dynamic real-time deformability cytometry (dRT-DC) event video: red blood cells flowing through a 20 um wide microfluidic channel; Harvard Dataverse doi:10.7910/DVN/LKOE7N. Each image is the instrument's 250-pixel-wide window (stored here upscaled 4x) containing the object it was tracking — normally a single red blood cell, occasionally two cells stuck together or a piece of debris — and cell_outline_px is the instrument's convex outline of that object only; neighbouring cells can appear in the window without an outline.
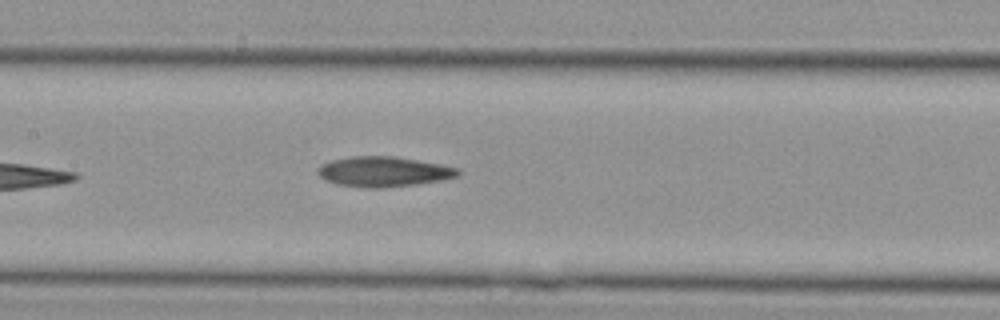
{"species": "Egyptian fruit bat (a non-hibernating species)", "species_latin": "Rousettus aegyptiacus", "temperature_condition": "cold", "stored_images_in_passage": 4, "camera_frame_rate_fps": 3000, "um_per_image_px": 0.085, "animal": {"sex": "female"}, "frame": {"image": 1, "passage_image": 4, "time_ms": 1.0, "image_size_px": [1000, 320], "cell_outline_px": [[460, 176], [440, 180], [416, 184], [380, 188], [368, 188], [340, 184], [328, 180], [320, 176], [316, 172], [316, 168], [320, 164], [332, 160], [352, 156], [396, 156], [440, 164], [460, 168]], "centroid_in_image_um": [32.62, 14.58], "position_along_channel_um": 174.8, "area_um2": 24.57}}